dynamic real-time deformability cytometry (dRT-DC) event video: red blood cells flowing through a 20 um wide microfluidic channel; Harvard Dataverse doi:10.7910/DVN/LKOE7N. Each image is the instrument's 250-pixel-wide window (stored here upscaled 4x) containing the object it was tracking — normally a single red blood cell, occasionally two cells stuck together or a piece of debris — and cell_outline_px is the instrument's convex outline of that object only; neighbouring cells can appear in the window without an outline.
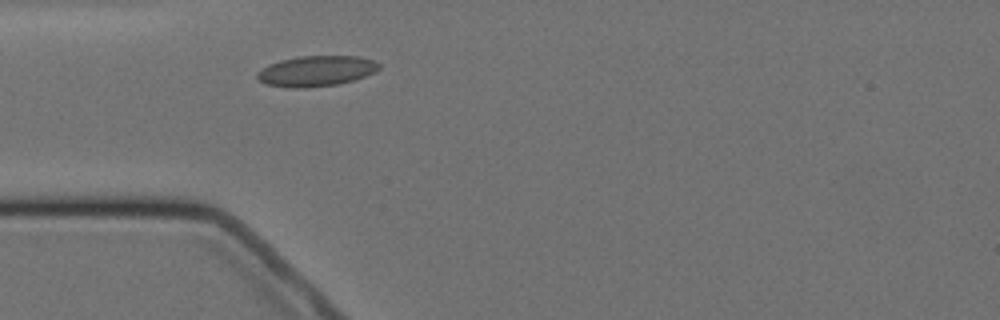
{"species": "Egyptian fruit bat (a non-hibernating species)", "species_latin": "Rousettus aegyptiacus", "temperature_condition": "cold", "stored_images_in_passage": 6, "camera_frame_rate_fps": 3000, "um_per_image_px": 0.085, "animal": {"sex": "female"}, "frame": {"image": 1, "passage_image": 6, "time_ms": 6.667, "image_size_px": [1000, 320], "cell_outline_px": [[380, 68], [376, 72], [352, 80], [336, 84], [304, 88], [288, 88], [264, 84], [256, 76], [256, 72], [268, 64], [280, 60], [300, 56], [360, 56], [376, 60], [380, 64]], "centroid_in_image_um": [26.87, 6.03], "position_along_channel_um": 58.1, "area_um2": 21.85}}